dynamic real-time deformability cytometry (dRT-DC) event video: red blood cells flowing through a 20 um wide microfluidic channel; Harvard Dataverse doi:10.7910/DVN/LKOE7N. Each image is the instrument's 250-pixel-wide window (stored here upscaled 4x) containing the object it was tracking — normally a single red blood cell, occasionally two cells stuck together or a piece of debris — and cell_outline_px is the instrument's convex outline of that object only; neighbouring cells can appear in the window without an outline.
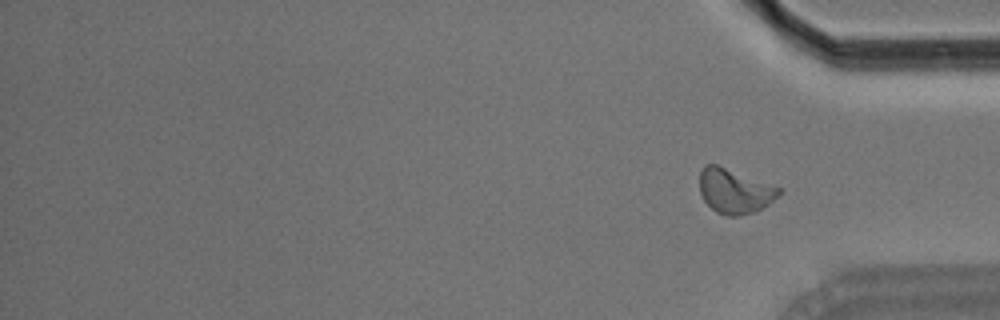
{"species": "Egyptian fruit bat (a non-hibernating species)", "species_latin": "Rousettus aegyptiacus", "temperature_condition": "room temperature", "stored_images_in_passage": 14, "segment_of_instrument_passage": [2, 2], "camera_frame_rate_fps": 3000, "um_per_image_px": 0.085, "animal": {"sex": "male"}, "frame": {"image": 1, "passage_image": 14, "time_ms": 4.333, "image_size_px": [1000, 320], "cell_outline_px": [[784, 192], [768, 204], [756, 212], [740, 216], [728, 216], [716, 212], [704, 200], [700, 192], [700, 172], [704, 164], [716, 164], [784, 188]], "centroid_in_image_um": [62.49, 16.24], "position_along_channel_um": 372.7, "area_um2": 20.92}}